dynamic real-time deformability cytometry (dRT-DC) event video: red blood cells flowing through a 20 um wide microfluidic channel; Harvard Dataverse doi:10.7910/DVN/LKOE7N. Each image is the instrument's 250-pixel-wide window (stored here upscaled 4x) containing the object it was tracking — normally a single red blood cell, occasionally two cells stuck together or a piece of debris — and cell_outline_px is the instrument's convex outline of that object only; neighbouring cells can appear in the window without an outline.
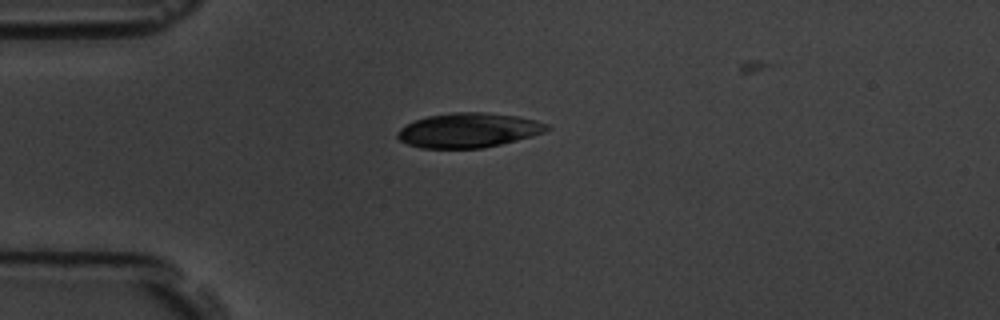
{"species": "common noctule bat (a hibernating species)", "species_latin": "Nyctalus noctula", "temperature_condition": "room temperature", "stored_images_in_passage": 11, "camera_frame_rate_fps": 3000, "um_per_image_px": 0.085, "animal": {"sex": "male", "body_mass_g": 19.5, "forearm_length_mm": 54.6}, "frame": {"image": 1, "passage_image": 1, "time_ms": 0.0, "image_size_px": [1000, 320], "cell_outline_px": [[552, 128], [544, 132], [532, 136], [500, 144], [480, 148], [420, 148], [408, 144], [400, 140], [396, 136], [396, 132], [400, 128], [416, 120], [428, 116], [452, 112], [488, 112], [516, 116], [536, 120], [548, 124]], "centroid_in_image_um": [39.83, 11.07], "position_along_channel_um": 45.2, "area_um2": 30.06}}
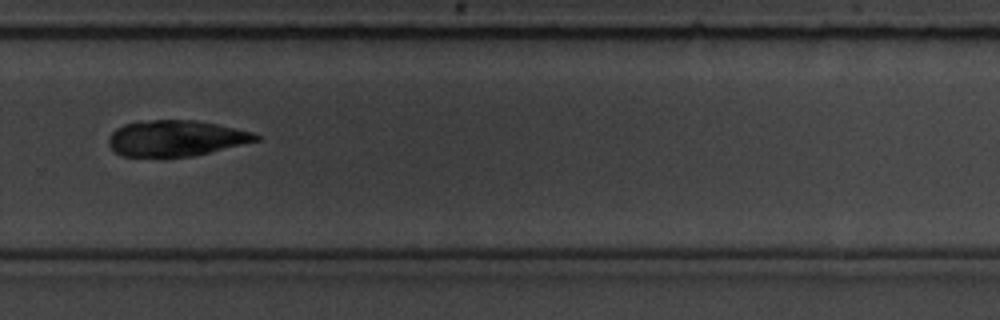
{"frame": {"image": 2, "passage_image": 8, "time_ms": 8.0, "image_size_px": [1000, 320], "cell_outline_px": [[260, 140], [192, 156], [120, 156], [108, 144], [108, 140], [112, 132], [116, 128], [124, 124], [152, 120], [196, 120], [236, 128], [252, 132], [260, 136]], "centroid_in_image_um": [14.95, 11.74], "position_along_channel_um": 314.9, "area_um2": 30.46}}